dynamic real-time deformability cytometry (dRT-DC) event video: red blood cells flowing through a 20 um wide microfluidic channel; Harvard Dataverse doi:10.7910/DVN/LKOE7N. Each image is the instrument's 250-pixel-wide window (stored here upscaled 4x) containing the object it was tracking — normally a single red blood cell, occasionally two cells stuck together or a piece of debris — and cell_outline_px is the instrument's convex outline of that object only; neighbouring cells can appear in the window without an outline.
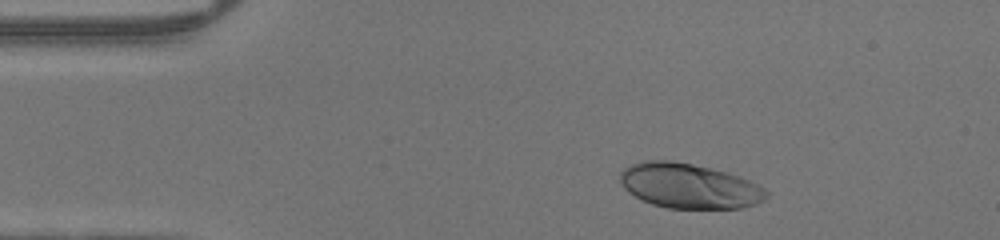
{"species": "human", "species_latin": "Homo sapiens", "temperature_condition": "warm", "stored_images_in_passage": 32, "camera_frame_rate_fps": 3000, "um_per_image_px": 0.085, "donor": {"sex": "male"}, "frame": {"image": 1, "passage_image": 1, "time_ms": 0.0, "image_size_px": [1000, 240], "cell_outline_px": [[768, 196], [764, 200], [756, 204], [744, 208], [668, 208], [652, 204], [628, 192], [624, 188], [620, 180], [620, 172], [624, 168], [632, 164], [644, 160], [668, 160], [692, 164], [740, 176], [764, 188], [768, 192]], "centroid_in_image_um": [58.58, 15.81], "position_along_channel_um": 26.4, "area_um2": 38.03}}
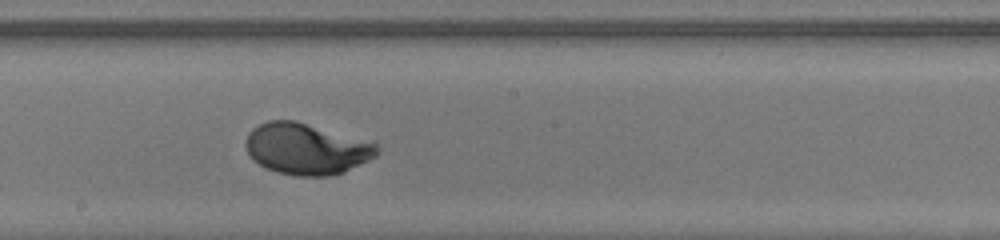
{"frame": {"image": 2, "passage_image": 19, "time_ms": 6.0, "image_size_px": [1000, 240], "cell_outline_px": [[380, 152], [376, 156], [344, 172], [328, 176], [296, 176], [276, 172], [264, 168], [252, 160], [244, 144], [248, 132], [252, 128], [268, 120], [296, 120], [376, 144], [380, 148]], "centroid_in_image_um": [25.99, 12.66], "position_along_channel_um": 222.2, "area_um2": 39.19}}
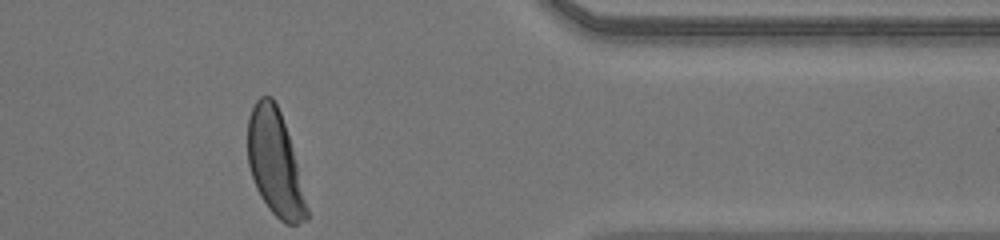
{"frame": {"image": 3, "passage_image": 32, "time_ms": 10.333, "image_size_px": [1000, 240], "cell_outline_px": [[308, 220], [296, 224], [284, 224], [268, 208], [260, 196], [256, 188], [248, 164], [248, 116], [256, 100], [260, 96], [272, 96], [280, 112], [288, 136], [296, 164], [308, 208]], "centroid_in_image_um": [23.35, 13.88], "position_along_channel_um": 388.0, "area_um2": 35.66}}